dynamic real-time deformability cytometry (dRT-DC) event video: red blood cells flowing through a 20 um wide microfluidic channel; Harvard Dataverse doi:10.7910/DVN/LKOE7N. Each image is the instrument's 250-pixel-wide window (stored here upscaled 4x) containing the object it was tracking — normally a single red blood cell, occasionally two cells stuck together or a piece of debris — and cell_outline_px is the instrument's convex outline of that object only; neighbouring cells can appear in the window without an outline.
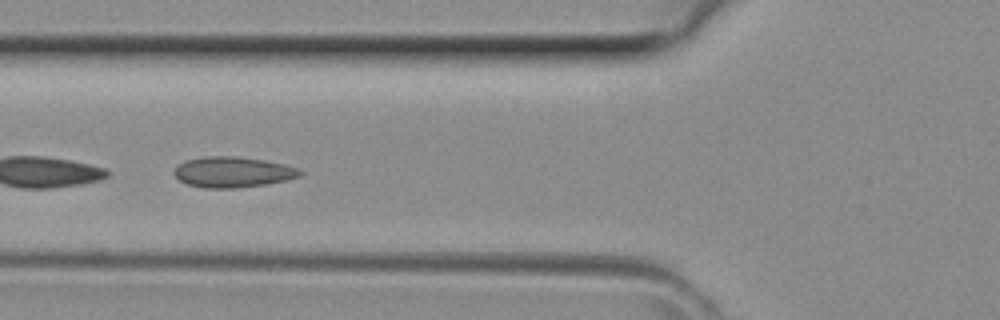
{"species": "common noctule bat (a hibernating species)", "species_latin": "Nyctalus noctula", "temperature_condition": "room temperature", "stored_images_in_passage": 14, "camera_frame_rate_fps": 3000, "um_per_image_px": 0.085, "animal": {"sex": "female", "body_mass_g": 29.2, "forearm_length_mm": 56.3}, "frame": {"image": 1, "passage_image": 14, "time_ms": 4.333, "image_size_px": [1000, 320], "cell_outline_px": [[304, 172], [300, 176], [288, 180], [264, 184], [236, 188], [204, 188], [188, 184], [180, 180], [172, 172], [180, 164], [188, 160], [208, 156], [236, 156], [264, 160], [284, 164], [300, 168]], "centroid_in_image_um": [19.84, 14.63], "position_along_channel_um": 106.0, "area_um2": 22.37}}